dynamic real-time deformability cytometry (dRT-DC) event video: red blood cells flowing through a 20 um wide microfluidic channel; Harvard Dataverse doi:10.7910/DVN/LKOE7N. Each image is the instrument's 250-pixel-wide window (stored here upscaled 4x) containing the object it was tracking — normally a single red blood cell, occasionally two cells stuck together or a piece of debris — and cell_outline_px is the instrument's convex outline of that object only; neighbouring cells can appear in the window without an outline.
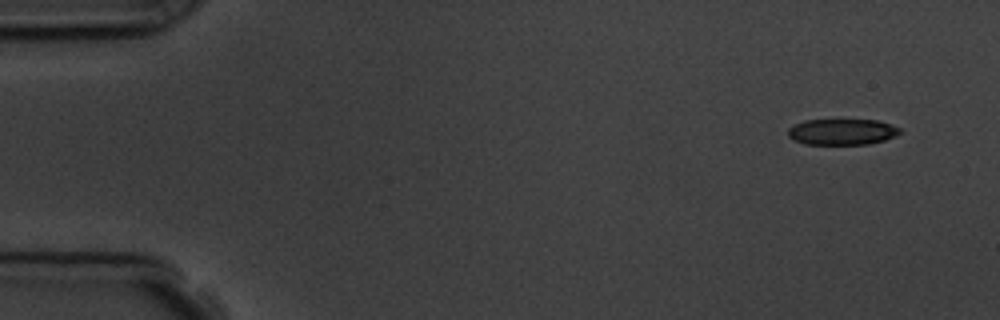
{"species": "common noctule bat (a hibernating species)", "species_latin": "Nyctalus noctula", "temperature_condition": "room temperature", "stored_images_in_passage": 4, "camera_frame_rate_fps": 3000, "um_per_image_px": 0.085, "animal": {"sex": "male", "body_mass_g": 19.5, "forearm_length_mm": 54.6}, "frame": {"image": 1, "passage_image": 1, "time_ms": 0.0, "image_size_px": [1000, 320], "cell_outline_px": [[904, 132], [896, 136], [884, 140], [868, 144], [804, 144], [792, 140], [788, 136], [788, 128], [804, 120], [876, 120], [900, 128]], "centroid_in_image_um": [71.57, 11.21], "position_along_channel_um": 13.4, "area_um2": 16.99}}
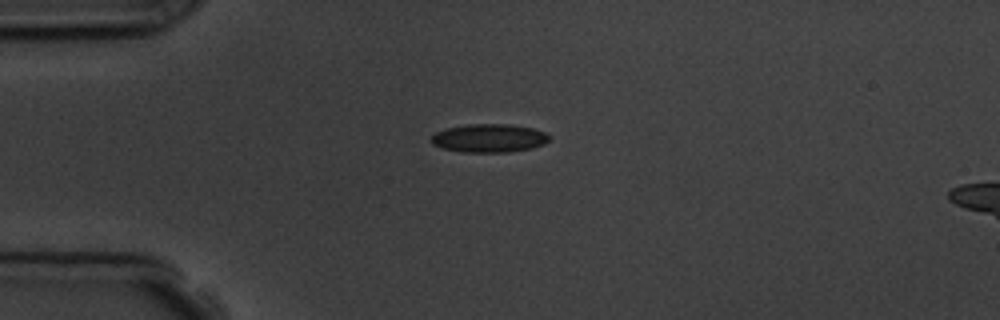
{"frame": {"image": 2, "passage_image": 4, "time_ms": 3.333, "image_size_px": [1000, 320], "cell_outline_px": [[552, 136], [544, 144], [532, 148], [508, 152], [464, 152], [444, 148], [432, 144], [432, 136], [436, 132], [448, 128], [468, 124], [508, 124], [532, 128], [544, 132]], "centroid_in_image_um": [41.61, 11.74], "position_along_channel_um": 43.4, "area_um2": 19.36}}